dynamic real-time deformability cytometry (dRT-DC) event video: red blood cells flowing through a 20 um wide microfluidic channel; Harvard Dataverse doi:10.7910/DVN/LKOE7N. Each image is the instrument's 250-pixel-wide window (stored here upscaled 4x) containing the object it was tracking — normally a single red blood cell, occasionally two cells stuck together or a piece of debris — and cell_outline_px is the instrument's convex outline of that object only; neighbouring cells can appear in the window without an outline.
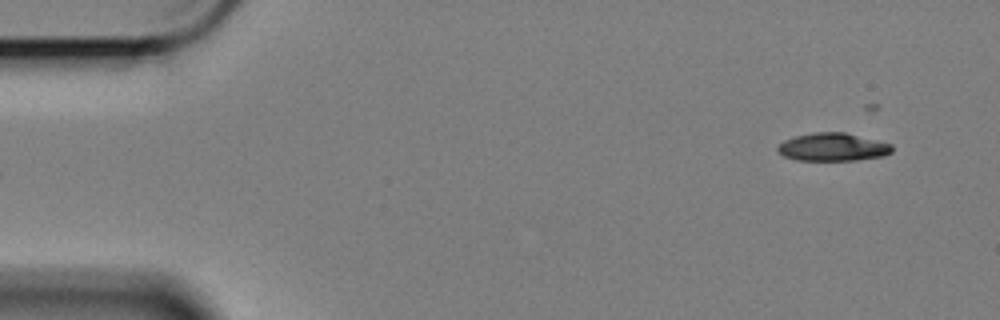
{"species": "Egyptian fruit bat (a non-hibernating species)", "species_latin": "Rousettus aegyptiacus", "temperature_condition": "cold", "stored_images_in_passage": 16, "camera_frame_rate_fps": 3000, "um_per_image_px": 0.085, "animal": {"sex": "female"}, "frame": {"image": 1, "passage_image": 1, "time_ms": 0.0, "image_size_px": [1000, 320], "cell_outline_px": [[892, 152], [884, 156], [856, 160], [796, 160], [784, 156], [776, 152], [776, 148], [784, 140], [796, 136], [812, 132], [844, 132], [892, 144]], "centroid_in_image_um": [70.77, 12.5], "position_along_channel_um": 14.2, "area_um2": 18.67}}
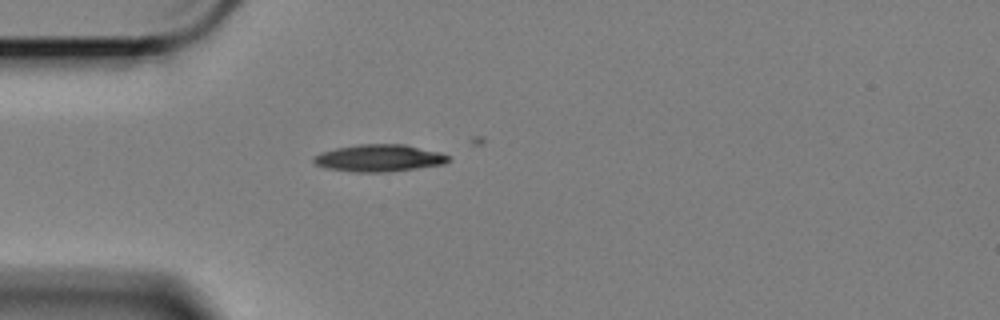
{"frame": {"image": 2, "passage_image": 13, "time_ms": 4.0, "image_size_px": [1000, 320], "cell_outline_px": [[452, 160], [444, 164], [388, 172], [352, 172], [324, 168], [316, 164], [312, 160], [312, 156], [320, 152], [336, 148], [360, 144], [404, 144], [440, 152], [448, 156]], "centroid_in_image_um": [32.2, 13.44], "position_along_channel_um": 52.8, "area_um2": 21.44}}